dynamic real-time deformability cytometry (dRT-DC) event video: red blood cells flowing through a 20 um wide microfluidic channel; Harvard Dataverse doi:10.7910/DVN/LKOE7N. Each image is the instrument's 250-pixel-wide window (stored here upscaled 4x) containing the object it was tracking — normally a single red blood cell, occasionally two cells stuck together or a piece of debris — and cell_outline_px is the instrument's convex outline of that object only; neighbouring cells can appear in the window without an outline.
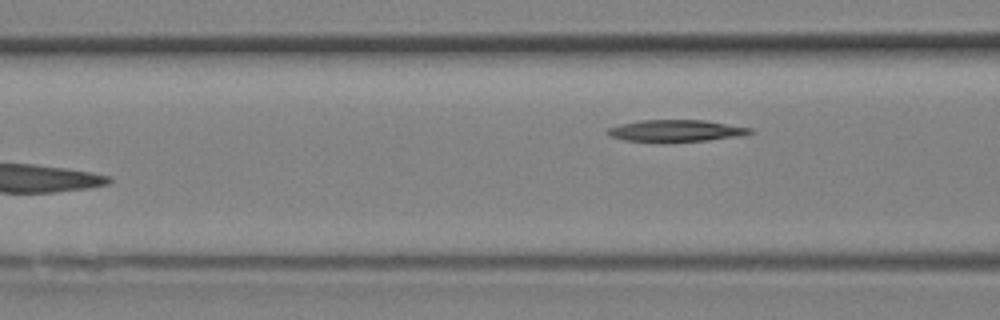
{"species": "Egyptian fruit bat (a non-hibernating species)", "species_latin": "Rousettus aegyptiacus", "temperature_condition": "room temperature", "stored_images_in_passage": 10, "segment_of_instrument_passage": [2, 2], "camera_frame_rate_fps": 3000, "um_per_image_px": 0.085, "animal": {"sex": "female"}, "frame": {"image": 1, "passage_image": 10, "time_ms": 3.0, "image_size_px": [1000, 320], "cell_outline_px": [[756, 132], [740, 136], [708, 140], [624, 140], [608, 136], [604, 132], [608, 128], [620, 124], [640, 120], [704, 120], [752, 128]], "centroid_in_image_um": [57.46, 11.08], "position_along_channel_um": 109.1, "area_um2": 17.63}}